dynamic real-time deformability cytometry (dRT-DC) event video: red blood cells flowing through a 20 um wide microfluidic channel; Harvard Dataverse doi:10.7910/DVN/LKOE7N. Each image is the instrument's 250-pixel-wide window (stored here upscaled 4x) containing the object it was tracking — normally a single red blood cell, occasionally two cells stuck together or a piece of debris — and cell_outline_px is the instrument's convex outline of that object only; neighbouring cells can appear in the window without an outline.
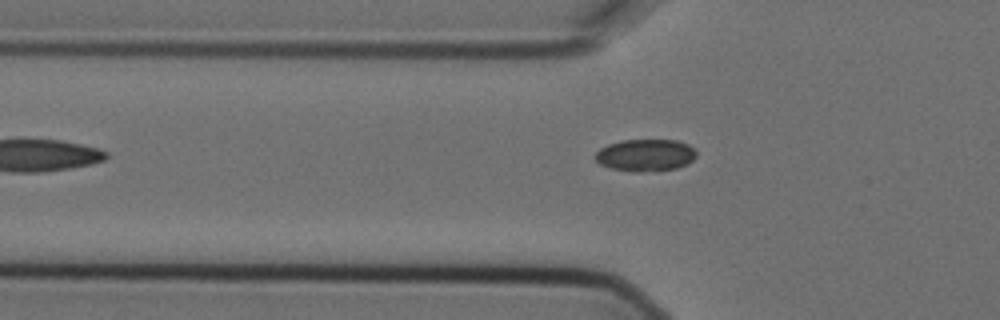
{"species": "Egyptian fruit bat (a non-hibernating species)", "species_latin": "Rousettus aegyptiacus", "temperature_condition": "cold", "stored_images_in_passage": 6, "camera_frame_rate_fps": 3000, "um_per_image_px": 0.085, "animal": {"sex": "female"}, "frame": {"image": 1, "passage_image": 6, "time_ms": 1.667, "image_size_px": [1000, 320], "cell_outline_px": [[696, 156], [688, 164], [676, 168], [640, 172], [632, 172], [612, 168], [600, 164], [592, 156], [600, 148], [608, 144], [620, 140], [676, 140], [688, 144], [696, 152]], "centroid_in_image_um": [54.83, 13.18], "position_along_channel_um": 71.0, "area_um2": 18.96}}